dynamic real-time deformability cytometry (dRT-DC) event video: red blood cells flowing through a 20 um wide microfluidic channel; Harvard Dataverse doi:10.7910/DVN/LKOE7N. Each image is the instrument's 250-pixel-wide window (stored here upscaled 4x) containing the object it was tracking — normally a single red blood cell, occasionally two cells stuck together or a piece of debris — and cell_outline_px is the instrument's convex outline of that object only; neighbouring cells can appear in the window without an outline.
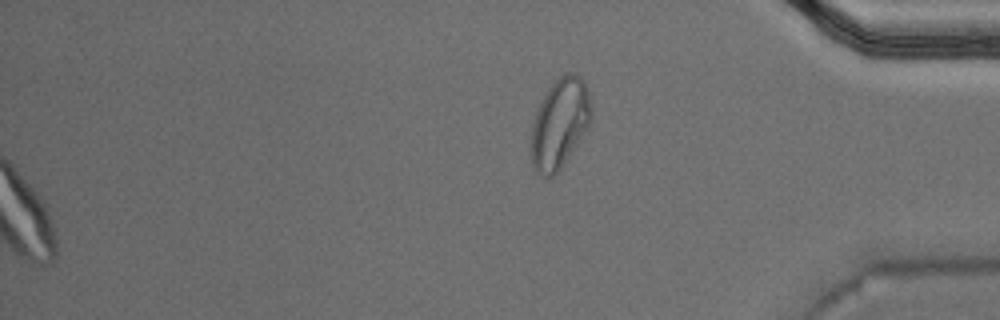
{"species": "Egyptian fruit bat (a non-hibernating species)", "species_latin": "Rousettus aegyptiacus", "temperature_condition": "warm", "stored_images_in_passage": 54, "segment_of_instrument_passage": [2, 2], "camera_frame_rate_fps": 3000, "um_per_image_px": 0.085, "animal": {"sex": "male"}, "frame": {"image": 1, "passage_image": 54, "time_ms": 17.667, "image_size_px": [1000, 320], "cell_outline_px": [[592, 120], [556, 176], [540, 176], [536, 172], [532, 164], [532, 124], [536, 112], [552, 80], [568, 72], [572, 72], [580, 76], [584, 80], [588, 88], [592, 108]], "centroid_in_image_um": [47.6, 10.46], "position_along_channel_um": 387.6, "area_um2": 31.56}}